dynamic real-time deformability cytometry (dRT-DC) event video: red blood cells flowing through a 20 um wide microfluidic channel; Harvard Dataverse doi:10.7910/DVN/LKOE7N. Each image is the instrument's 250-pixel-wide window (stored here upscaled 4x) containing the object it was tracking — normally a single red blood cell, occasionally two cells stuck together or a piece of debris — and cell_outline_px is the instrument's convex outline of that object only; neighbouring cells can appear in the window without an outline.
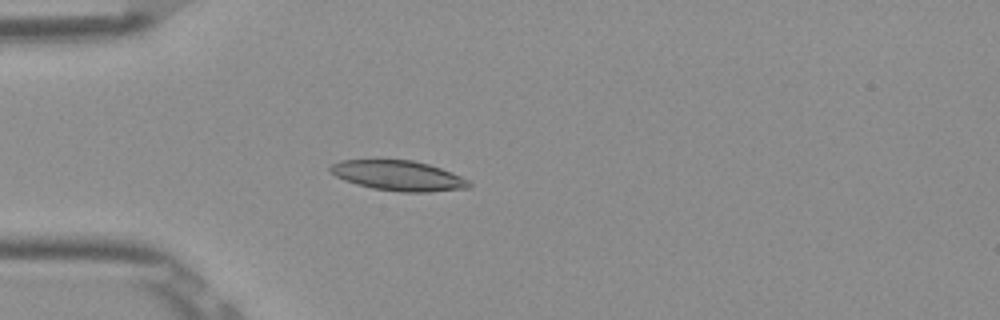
{"species": "Egyptian fruit bat (a non-hibernating species)", "species_latin": "Rousettus aegyptiacus", "temperature_condition": "room temperature", "stored_images_in_passage": 51, "camera_frame_rate_fps": 3000, "um_per_image_px": 0.085, "frame": {"image": 1, "passage_image": 14, "time_ms": 4.333, "image_size_px": [1000, 320], "cell_outline_px": [[472, 184], [468, 188], [428, 192], [404, 192], [372, 188], [356, 184], [344, 180], [336, 176], [328, 168], [332, 164], [340, 160], [412, 160], [428, 164], [440, 168], [460, 176], [468, 180]], "centroid_in_image_um": [33.85, 14.93], "position_along_channel_um": 51.1, "area_um2": 24.1}}
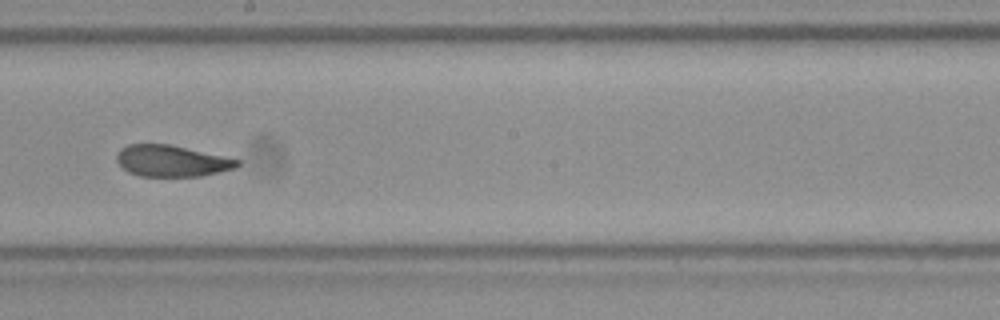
{"frame": {"image": 2, "passage_image": 29, "time_ms": 9.333, "image_size_px": [1000, 320], "cell_outline_px": [[240, 164], [236, 168], [200, 176], [140, 176], [128, 172], [116, 160], [116, 156], [120, 148], [128, 144], [168, 144], [240, 160]], "centroid_in_image_um": [14.56, 13.68], "position_along_channel_um": 233.6, "area_um2": 21.79}}
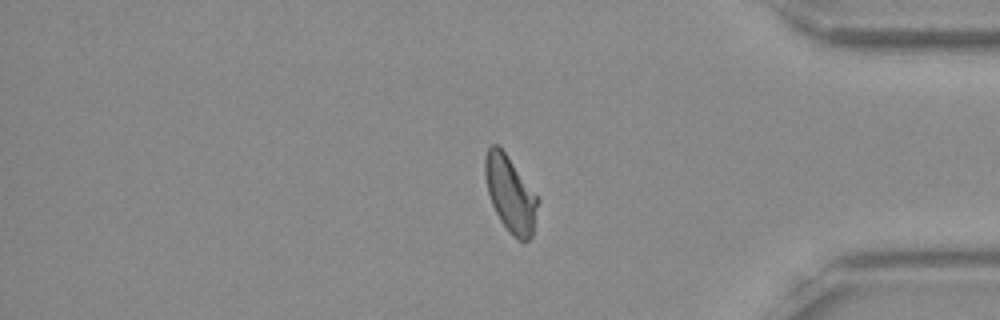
{"frame": {"image": 3, "passage_image": 43, "time_ms": 14.0, "image_size_px": [1000, 320], "cell_outline_px": [[540, 200], [532, 236], [524, 244], [512, 236], [500, 220], [492, 204], [488, 192], [484, 176], [484, 160], [488, 148], [492, 144], [496, 144], [504, 152]], "centroid_in_image_um": [43.38, 16.55], "position_along_channel_um": 391.8, "area_um2": 23.18}, "authors_computed_cell_mechanics": {"area_um2": 23.1778, "velocity_mm_per_s": 3.8715, "shape_relaxation_time_tau1_ms": 9.3633, "shape_relaxation_time_tau2_ms": 2.1061, "deformation_change_tau1": 0.2243, "deformation_change_tau2": 0.0766}}